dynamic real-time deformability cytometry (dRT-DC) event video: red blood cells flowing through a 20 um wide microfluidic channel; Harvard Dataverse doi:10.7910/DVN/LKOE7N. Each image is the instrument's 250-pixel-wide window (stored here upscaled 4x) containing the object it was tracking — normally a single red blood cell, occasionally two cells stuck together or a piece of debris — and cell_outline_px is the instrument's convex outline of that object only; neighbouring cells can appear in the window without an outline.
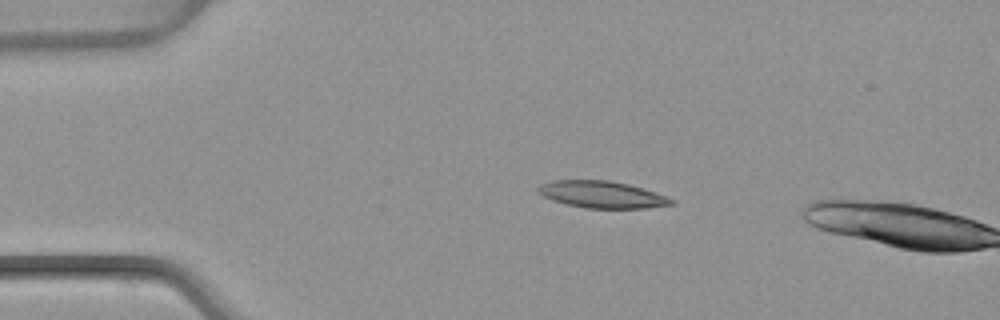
{"species": "common noctule bat (a hibernating species)", "species_latin": "Nyctalus noctula", "temperature_condition": "warm", "stored_images_in_passage": 3, "camera_frame_rate_fps": 3000, "um_per_image_px": 0.085, "animal": {"sex": "female", "body_mass_g": 22.7, "forearm_length_mm": 54.2}, "frame": {"image": 1, "passage_image": 1, "time_ms": 0.0, "image_size_px": [1000, 320], "cell_outline_px": [[676, 204], [644, 208], [584, 208], [568, 204], [544, 196], [536, 192], [536, 188], [540, 184], [556, 180], [608, 180], [628, 184], [676, 200]], "centroid_in_image_um": [51.15, 16.53], "position_along_channel_um": 33.8, "area_um2": 20.58}}